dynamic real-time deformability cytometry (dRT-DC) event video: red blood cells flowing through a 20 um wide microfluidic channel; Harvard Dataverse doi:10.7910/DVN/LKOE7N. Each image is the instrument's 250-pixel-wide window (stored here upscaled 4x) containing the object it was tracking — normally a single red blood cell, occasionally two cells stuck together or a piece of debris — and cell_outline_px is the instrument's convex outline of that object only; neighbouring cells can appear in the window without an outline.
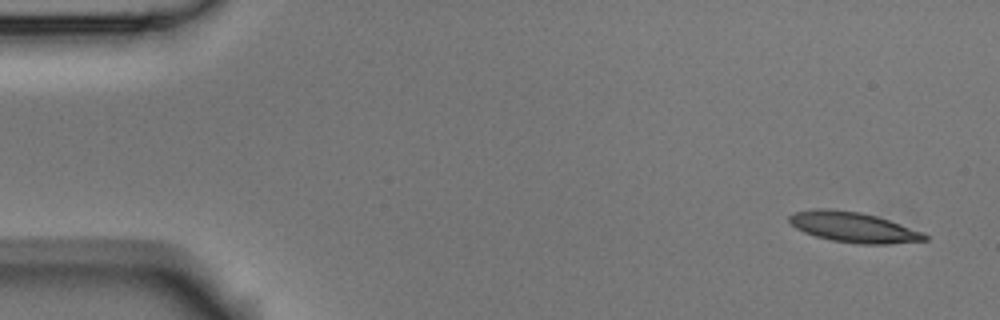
{"species": "Egyptian fruit bat (a non-hibernating species)", "species_latin": "Rousettus aegyptiacus", "temperature_condition": "room temperature", "stored_images_in_passage": 7, "camera_frame_rate_fps": 3000, "um_per_image_px": 0.085, "animal": {"sex": "male"}, "frame": {"image": 1, "passage_image": 1, "time_ms": 0.0, "image_size_px": [1000, 320], "cell_outline_px": [[928, 240], [888, 244], [856, 244], [832, 240], [816, 236], [804, 232], [796, 228], [788, 220], [788, 216], [796, 212], [816, 208], [828, 208], [860, 212], [876, 216], [924, 232], [928, 236]], "centroid_in_image_um": [72.55, 19.31], "position_along_channel_um": 12.5, "area_um2": 23.87}}
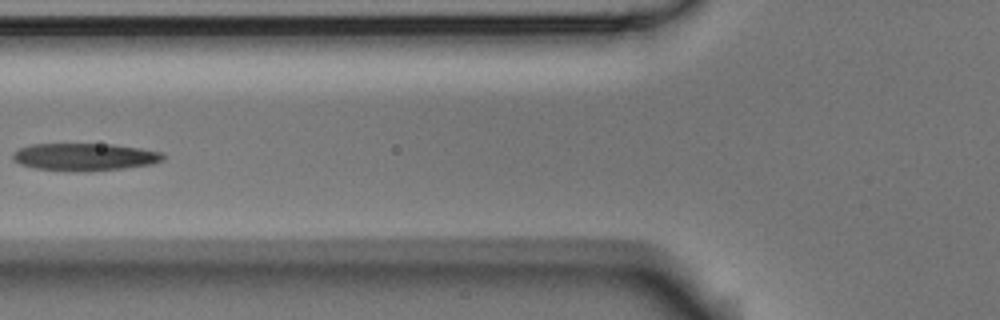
{"frame": {"image": 2, "passage_image": 6, "time_ms": 1.667, "image_size_px": [1000, 320], "cell_outline_px": [[164, 160], [152, 164], [124, 168], [84, 172], [76, 172], [32, 168], [20, 164], [12, 160], [12, 156], [20, 148], [32, 144], [112, 144], [140, 148], [160, 152], [164, 156]], "centroid_in_image_um": [7.18, 13.35], "position_along_channel_um": 118.6, "area_um2": 24.16}}
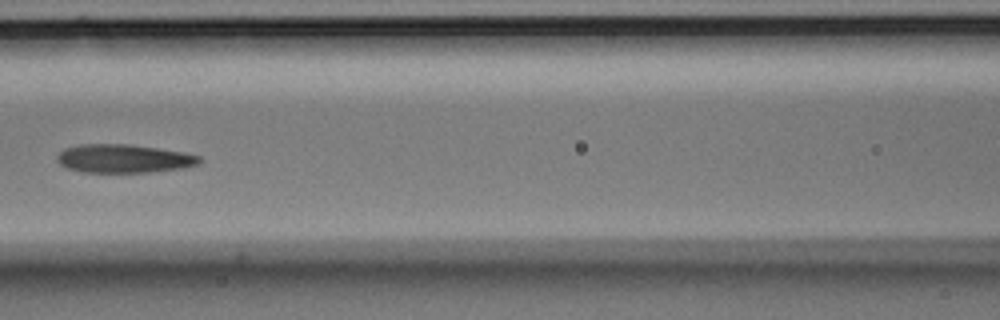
{"frame": {"image": 3, "passage_image": 7, "time_ms": 2.0, "image_size_px": [1000, 320], "cell_outline_px": [[204, 160], [200, 164], [184, 168], [148, 172], [84, 172], [68, 168], [60, 164], [56, 160], [56, 156], [64, 148], [80, 144], [132, 144], [184, 152], [200, 156]], "centroid_in_image_um": [10.55, 13.47], "position_along_channel_um": 156.0, "area_um2": 23.81}}